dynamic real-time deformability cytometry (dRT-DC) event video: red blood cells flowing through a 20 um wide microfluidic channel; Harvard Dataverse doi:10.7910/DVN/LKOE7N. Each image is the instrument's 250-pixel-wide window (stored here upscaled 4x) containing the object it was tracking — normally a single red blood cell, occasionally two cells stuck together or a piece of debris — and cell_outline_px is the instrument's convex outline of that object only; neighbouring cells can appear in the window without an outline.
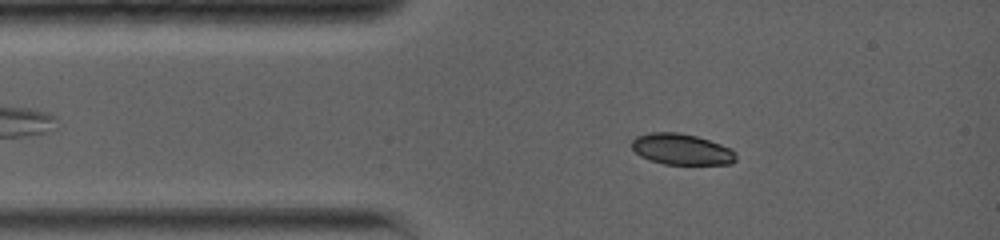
{"species": "common noctule bat (a hibernating species)", "species_latin": "Nyctalus noctula", "temperature_condition": "warm", "stored_images_in_passage": 88, "camera_frame_rate_fps": 5000, "um_per_image_px": 0.085, "animal": {"sex": "female", "body_mass_g": 19.0, "forearm_length_mm": 56.7}, "frame": {"image": 1, "passage_image": 12, "time_ms": 2.0, "image_size_px": [1000, 240], "cell_outline_px": [[736, 160], [732, 164], [664, 164], [648, 160], [640, 156], [632, 148], [632, 140], [636, 136], [648, 132], [680, 132], [696, 136], [732, 148], [736, 152]], "centroid_in_image_um": [57.93, 12.68], "position_along_channel_um": 27.1, "area_um2": 19.02}}
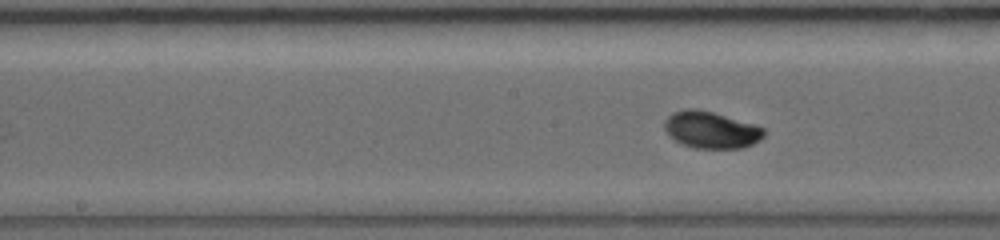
{"frame": {"image": 2, "passage_image": 40, "time_ms": 6.8, "image_size_px": [1000, 240], "cell_outline_px": [[768, 132], [760, 140], [744, 148], [692, 148], [668, 136], [664, 128], [664, 120], [672, 112], [684, 108], [696, 108], [712, 112], [752, 124], [764, 128]], "centroid_in_image_um": [60.42, 11.04], "position_along_channel_um": 187.8, "area_um2": 21.44}}
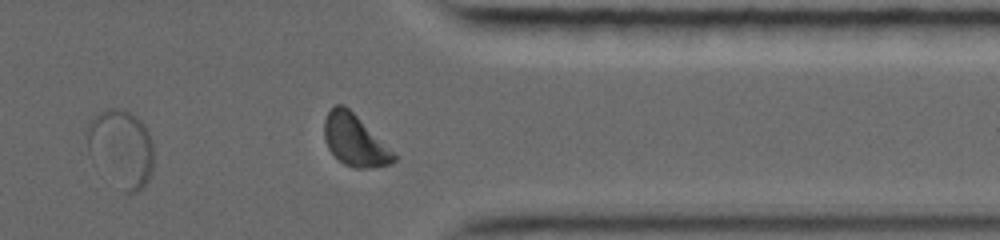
{"frame": {"image": 3, "passage_image": 67, "time_ms": 12.0, "image_size_px": [1000, 240], "cell_outline_px": [[152, 168], [148, 180], [136, 192], [128, 196], [124, 192], [88, 152], [88, 124], [92, 116], [96, 112], [104, 108], [116, 108], [132, 112], [144, 124], [152, 140]], "centroid_in_image_um": [10.31, 12.54], "position_along_channel_um": 401.1, "area_um2": 29.65}, "authors_computed_cell_mechanics": {"area_um2": 20.8658, "velocity_mm_per_s": 3.7745, "shape_relaxation_time_tau1_ms": 4.3683, "shape_relaxation_time_tau2_ms": null, "deformation_change_tau1": 0.1856, "deformation_change_tau2": null}}